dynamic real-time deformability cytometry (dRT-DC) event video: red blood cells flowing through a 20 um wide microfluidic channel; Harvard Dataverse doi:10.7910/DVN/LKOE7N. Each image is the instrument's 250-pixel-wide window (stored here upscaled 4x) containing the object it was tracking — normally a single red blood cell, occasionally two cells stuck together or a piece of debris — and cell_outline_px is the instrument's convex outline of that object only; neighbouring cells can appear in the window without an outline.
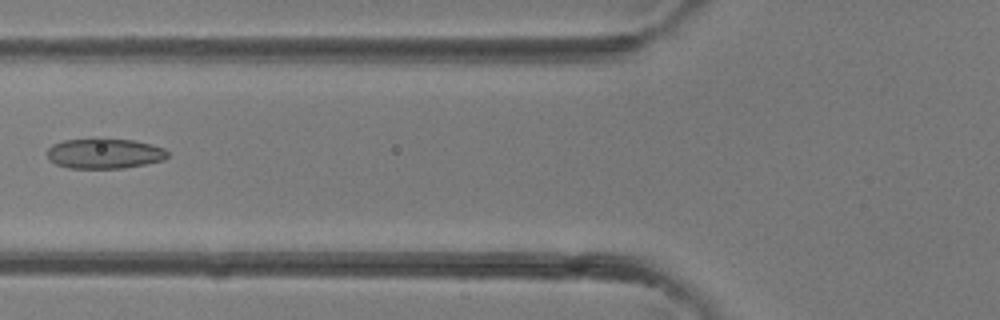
{"species": "common noctule bat (a hibernating species)", "species_latin": "Nyctalus noctula", "temperature_condition": "room temperature", "stored_images_in_passage": 38, "camera_frame_rate_fps": 3000, "um_per_image_px": 0.085, "animal": {"sex": "female"}, "frame": {"image": 1, "passage_image": 14, "time_ms": 4.333, "image_size_px": [1000, 320], "cell_outline_px": [[168, 156], [164, 160], [124, 168], [68, 168], [56, 164], [48, 160], [48, 148], [52, 144], [64, 140], [96, 136], [104, 136], [132, 140], [164, 148], [168, 152]], "centroid_in_image_um": [8.84, 13.01], "position_along_channel_um": 117.0, "area_um2": 21.85}}
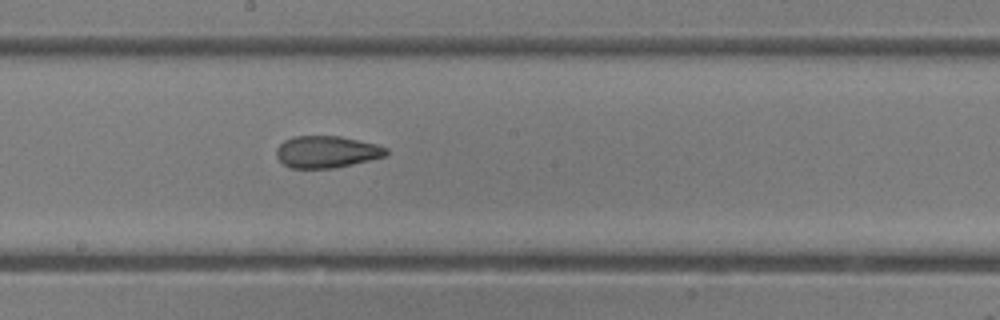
{"frame": {"image": 2, "passage_image": 20, "time_ms": 6.333, "image_size_px": [1000, 320], "cell_outline_px": [[388, 156], [336, 168], [292, 168], [284, 164], [276, 156], [276, 148], [284, 140], [296, 136], [340, 136], [376, 144], [388, 148]], "centroid_in_image_um": [27.8, 12.91], "position_along_channel_um": 220.4, "area_um2": 20.52}}
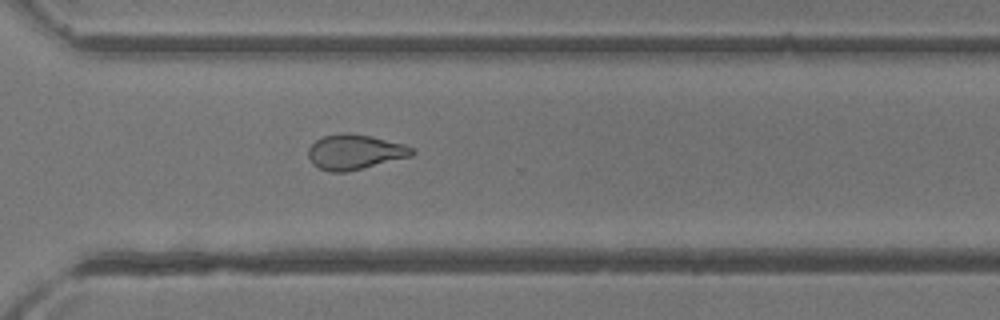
{"frame": {"image": 3, "passage_image": 27, "time_ms": 8.667, "image_size_px": [1000, 320], "cell_outline_px": [[416, 152], [412, 156], [348, 172], [332, 172], [320, 168], [312, 164], [308, 156], [308, 148], [316, 140], [324, 136], [340, 132], [348, 132], [372, 136], [404, 144], [412, 148]], "centroid_in_image_um": [30.16, 12.91], "position_along_channel_um": 340.4, "area_um2": 21.33}}